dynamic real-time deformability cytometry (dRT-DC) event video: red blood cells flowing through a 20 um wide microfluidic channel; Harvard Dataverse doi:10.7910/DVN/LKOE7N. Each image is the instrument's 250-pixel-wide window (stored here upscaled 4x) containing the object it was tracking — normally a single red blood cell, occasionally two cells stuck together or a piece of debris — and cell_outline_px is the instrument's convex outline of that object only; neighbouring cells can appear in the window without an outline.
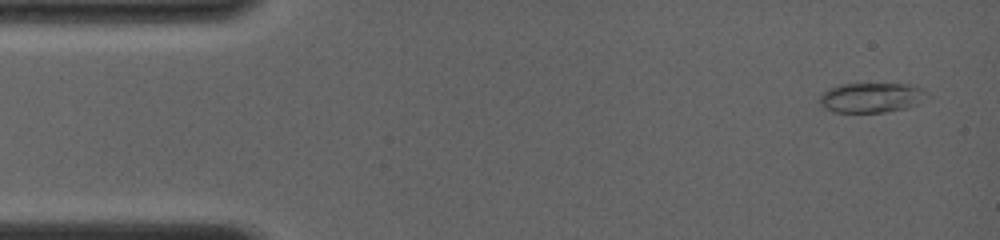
{"species": "common noctule bat (a hibernating species)", "species_latin": "Nyctalus noctula", "temperature_condition": "room temperature", "stored_images_in_passage": 20, "camera_frame_rate_fps": 4000, "um_per_image_px": 0.085, "animal": {"sex": "female", "body_mass_g": 19.0, "forearm_length_mm": 56.7}, "frame": {"image": 1, "passage_image": 3, "time_ms": 0.5, "image_size_px": [1000, 240], "cell_outline_px": [[920, 88], [908, 108], [884, 112], [836, 112], [824, 108], [820, 104], [820, 96], [828, 88], [840, 84], [908, 84]], "centroid_in_image_um": [73.81, 8.3], "position_along_channel_um": 11.2, "area_um2": 17.51}}
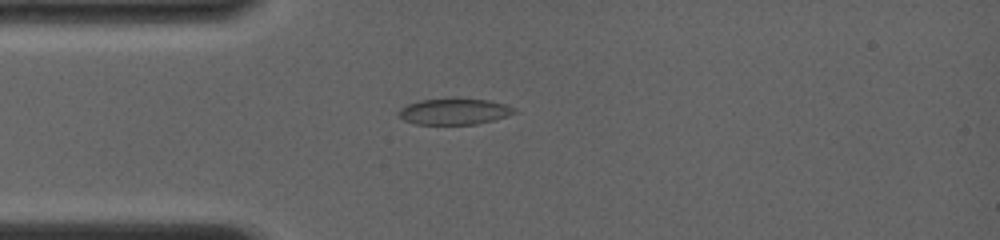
{"frame": {"image": 2, "passage_image": 15, "time_ms": 3.75, "image_size_px": [1000, 240], "cell_outline_px": [[516, 112], [508, 116], [476, 124], [416, 124], [404, 120], [396, 112], [400, 108], [408, 104], [420, 100], [488, 100], [504, 104], [516, 108]], "centroid_in_image_um": [38.6, 9.5], "position_along_channel_um": 46.4, "area_um2": 17.11}}
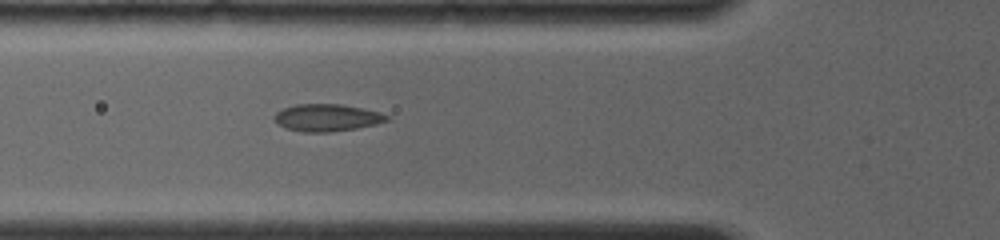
{"frame": {"image": 3, "passage_image": 20, "time_ms": 5.25, "image_size_px": [1000, 240], "cell_outline_px": [[388, 120], [376, 124], [356, 128], [328, 132], [304, 132], [284, 128], [272, 120], [272, 116], [276, 112], [284, 108], [296, 104], [340, 104], [380, 112], [388, 116]], "centroid_in_image_um": [27.72, 10.0], "position_along_channel_um": 98.1, "area_um2": 17.8}}